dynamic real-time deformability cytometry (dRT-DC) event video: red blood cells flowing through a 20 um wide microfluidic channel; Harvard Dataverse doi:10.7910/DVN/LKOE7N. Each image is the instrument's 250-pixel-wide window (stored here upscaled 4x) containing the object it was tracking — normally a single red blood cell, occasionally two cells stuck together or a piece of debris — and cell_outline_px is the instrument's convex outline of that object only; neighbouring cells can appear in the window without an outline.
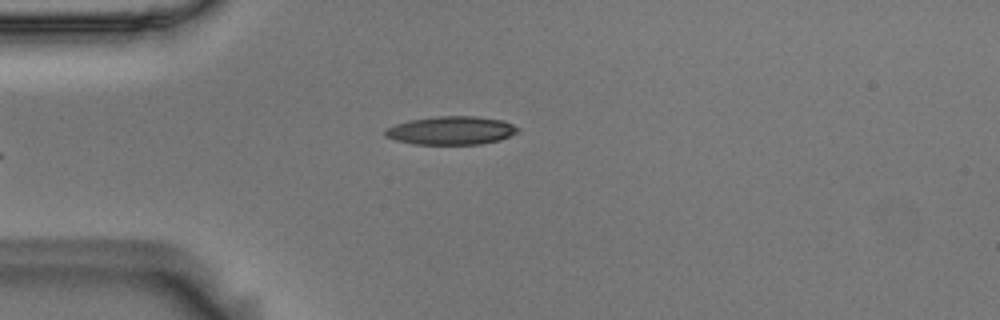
{"species": "Egyptian fruit bat (a non-hibernating species)", "species_latin": "Rousettus aegyptiacus", "temperature_condition": "room temperature", "stored_images_in_passage": 2, "camera_frame_rate_fps": 3000, "um_per_image_px": 0.085, "animal": {"sex": "male"}, "frame": {"image": 1, "passage_image": 2, "time_ms": 0.333, "image_size_px": [1000, 320], "cell_outline_px": [[520, 128], [516, 132], [500, 140], [480, 144], [412, 144], [396, 140], [384, 136], [384, 132], [388, 128], [396, 124], [408, 120], [436, 116], [476, 116], [504, 120]], "centroid_in_image_um": [38.34, 11.08], "position_along_channel_um": 46.7, "area_um2": 21.91}}